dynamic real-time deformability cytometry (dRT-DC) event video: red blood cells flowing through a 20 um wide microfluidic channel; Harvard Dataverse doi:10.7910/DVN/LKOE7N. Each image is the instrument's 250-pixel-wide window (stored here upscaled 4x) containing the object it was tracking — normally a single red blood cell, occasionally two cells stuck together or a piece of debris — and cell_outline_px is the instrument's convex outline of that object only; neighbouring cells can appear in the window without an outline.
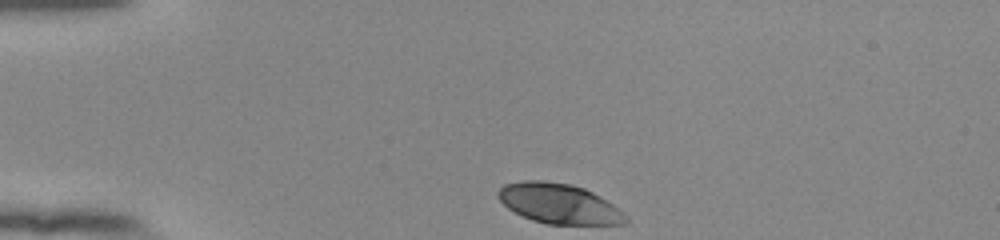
{"species": "human", "species_latin": "Homo sapiens", "temperature_condition": "room temperature", "stored_images_in_passage": 34, "camera_frame_rate_fps": 3000, "um_per_image_px": 0.085, "donor": {"sex": "female"}, "frame": {"image": 1, "passage_image": 1, "time_ms": 0.0, "image_size_px": [1000, 240], "cell_outline_px": [[628, 220], [624, 224], [548, 224], [532, 220], [508, 208], [496, 196], [496, 192], [504, 184], [524, 180], [544, 180], [572, 184], [584, 188], [592, 192], [612, 204], [628, 216]], "centroid_in_image_um": [47.5, 17.3], "position_along_channel_um": 37.5, "area_um2": 29.71}}
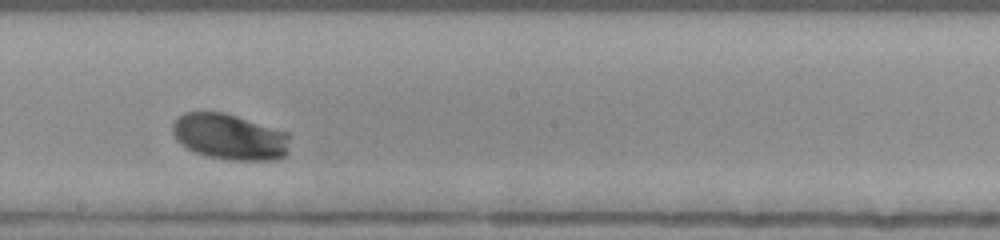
{"frame": {"image": 2, "passage_image": 20, "time_ms": 6.333, "image_size_px": [1000, 240], "cell_outline_px": [[288, 152], [284, 156], [276, 160], [232, 160], [208, 156], [196, 152], [180, 144], [176, 140], [172, 132], [172, 124], [184, 112], [224, 112], [288, 132]], "centroid_in_image_um": [19.52, 11.63], "position_along_channel_um": 228.7, "area_um2": 31.33}}
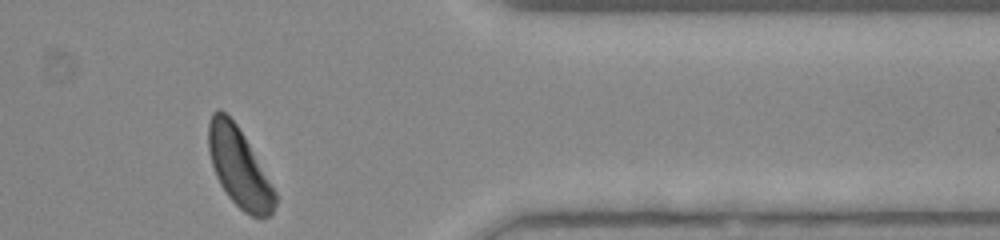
{"frame": {"image": 3, "passage_image": 34, "time_ms": 11.0, "image_size_px": [1000, 240], "cell_outline_px": [[276, 204], [272, 212], [268, 216], [252, 216], [244, 212], [228, 196], [220, 184], [216, 176], [212, 164], [208, 148], [208, 124], [212, 112], [216, 108], [220, 108], [236, 124], [244, 136], [276, 192]], "centroid_in_image_um": [20.3, 14.21], "position_along_channel_um": 391.1, "area_um2": 30.17}, "authors_computed_cell_mechanics": {"area_um2": 30.4606, "velocity_mm_per_s": 3.8002, "shape_relaxation_time_tau1_ms": 1.9111, "shape_relaxation_time_tau2_ms": null, "deformation_change_tau1": 0.1579, "deformation_change_tau2": null}}